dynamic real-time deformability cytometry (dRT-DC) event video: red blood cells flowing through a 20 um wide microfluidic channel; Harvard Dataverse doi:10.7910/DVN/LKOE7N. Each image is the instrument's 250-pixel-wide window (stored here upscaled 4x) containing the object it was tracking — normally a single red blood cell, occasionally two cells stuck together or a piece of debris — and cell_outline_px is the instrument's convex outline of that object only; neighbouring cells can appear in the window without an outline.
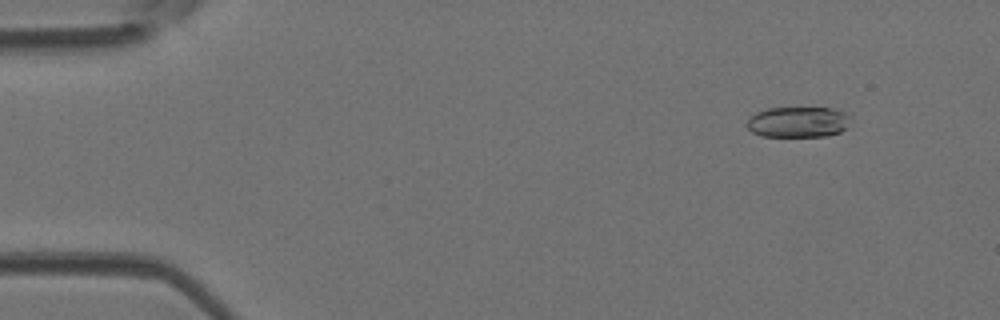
{"species": "Egyptian fruit bat (a non-hibernating species)", "species_latin": "Rousettus aegyptiacus", "temperature_condition": "room temperature", "stored_images_in_passage": 46, "camera_frame_rate_fps": 3000, "um_per_image_px": 0.085, "animal": {"sex": "female"}, "frame": {"image": 1, "passage_image": 5, "time_ms": 1.333, "image_size_px": [1000, 320], "cell_outline_px": [[848, 116], [844, 128], [840, 132], [824, 136], [764, 136], [752, 132], [748, 128], [748, 120], [756, 112], [768, 108], [832, 108], [844, 112]], "centroid_in_image_um": [67.79, 10.37], "position_along_channel_um": 17.2, "area_um2": 18.09}}
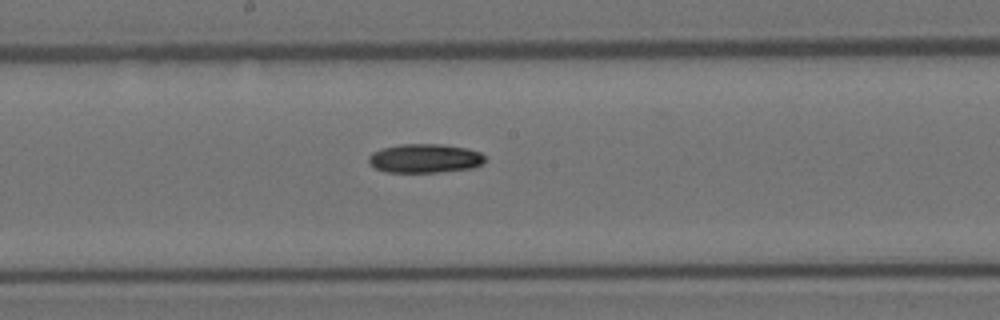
{"frame": {"image": 2, "passage_image": 25, "time_ms": 8.0, "image_size_px": [1000, 320], "cell_outline_px": [[484, 160], [480, 164], [472, 168], [436, 172], [384, 172], [368, 164], [368, 156], [372, 152], [380, 148], [400, 144], [440, 144], [464, 148], [480, 152], [484, 156]], "centroid_in_image_um": [36.03, 13.46], "position_along_channel_um": 212.2, "area_um2": 19.59}}
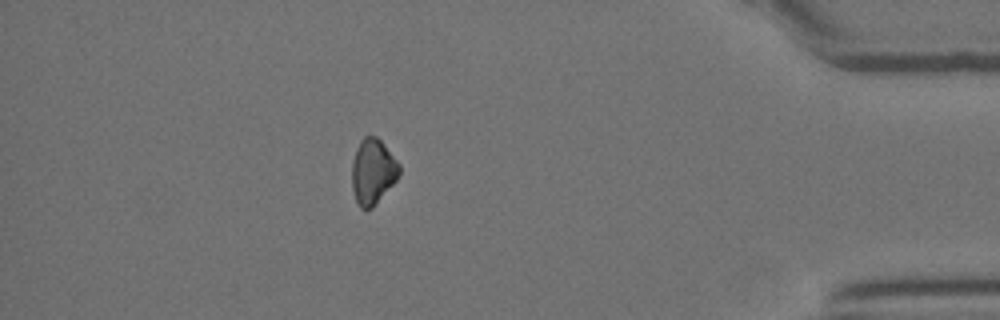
{"frame": {"image": 3, "passage_image": 41, "time_ms": 13.333, "image_size_px": [1000, 320], "cell_outline_px": [[400, 172], [396, 180], [372, 208], [360, 208], [356, 200], [352, 188], [352, 160], [356, 148], [360, 140], [364, 136], [376, 136], [384, 144], [400, 164]], "centroid_in_image_um": [31.68, 14.56], "position_along_channel_um": 403.5, "area_um2": 17.98}}